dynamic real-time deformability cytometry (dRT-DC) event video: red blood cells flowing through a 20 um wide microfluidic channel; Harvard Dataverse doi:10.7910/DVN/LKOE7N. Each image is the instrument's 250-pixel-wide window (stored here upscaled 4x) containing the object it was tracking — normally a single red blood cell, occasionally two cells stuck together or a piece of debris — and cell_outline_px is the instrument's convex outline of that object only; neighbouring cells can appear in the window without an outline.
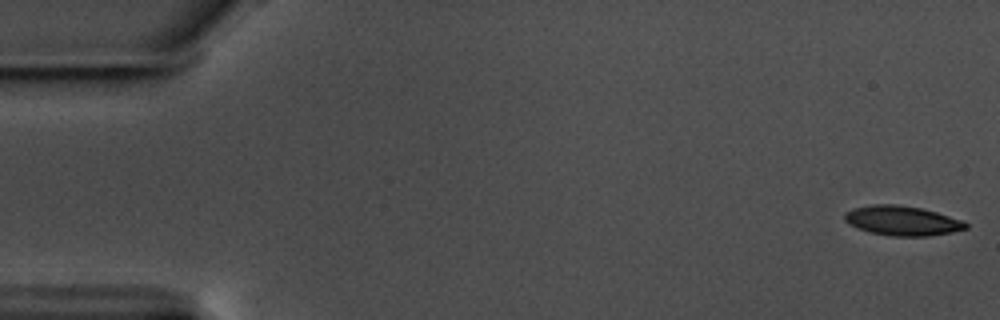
{"species": "common noctule bat (a hibernating species)", "species_latin": "Nyctalus noctula", "temperature_condition": "warm", "stored_images_in_passage": 57, "camera_frame_rate_fps": 3000, "um_per_image_px": 0.085, "animal": {"sex": "male", "body_mass_g": 17.5, "forearm_length_mm": 52.3}, "frame": {"image": 1, "passage_image": 1, "time_ms": 0.0, "image_size_px": [1000, 320], "cell_outline_px": [[968, 228], [952, 232], [928, 236], [892, 236], [872, 232], [856, 228], [848, 224], [844, 220], [844, 212], [852, 208], [872, 204], [896, 204], [920, 208], [936, 212], [960, 220], [968, 224]], "centroid_in_image_um": [76.63, 18.75], "position_along_channel_um": 8.4, "area_um2": 20.87}}
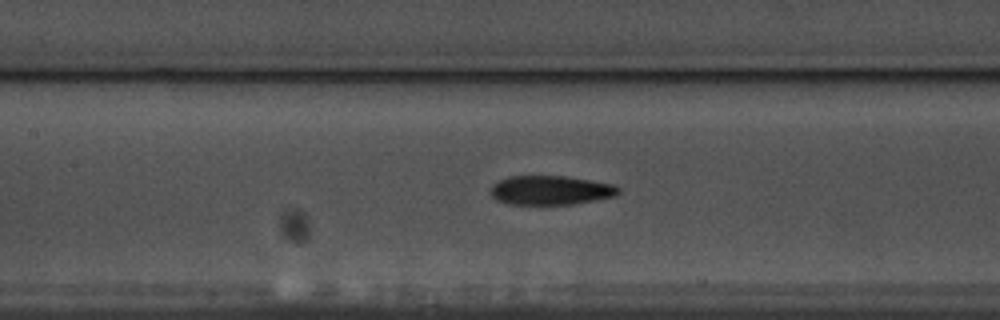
{"frame": {"image": 2, "passage_image": 26, "time_ms": 8.333, "image_size_px": [1000, 320], "cell_outline_px": [[620, 192], [616, 196], [596, 200], [572, 204], [508, 204], [496, 200], [488, 192], [492, 184], [508, 176], [564, 176], [612, 184], [620, 188]], "centroid_in_image_um": [46.76, 16.17], "position_along_channel_um": 160.6, "area_um2": 21.79}}
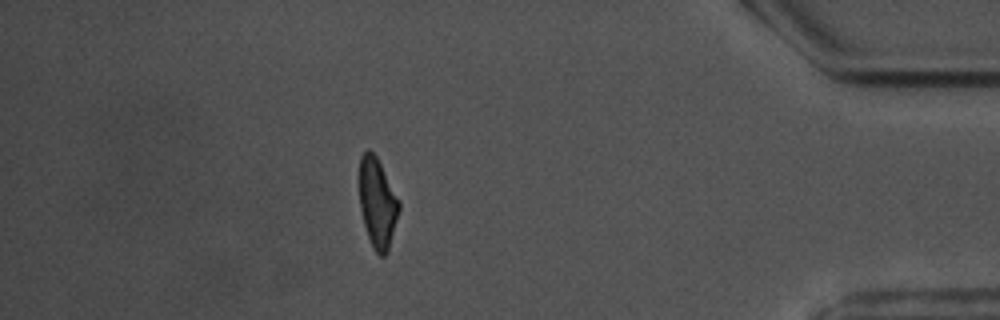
{"frame": {"image": 3, "passage_image": 50, "time_ms": 16.333, "image_size_px": [1000, 320], "cell_outline_px": [[400, 208], [388, 252], [384, 256], [380, 256], [372, 248], [364, 224], [360, 208], [360, 156], [368, 148], [376, 156], [400, 200]], "centroid_in_image_um": [32.09, 17.27], "position_along_channel_um": 403.1, "area_um2": 20.69}, "authors_computed_cell_mechanics": {"area_um2": 21.9062, "velocity_mm_per_s": 3.5949, "shape_relaxation_time_tau1_ms": 5.0552, "shape_relaxation_time_tau2_ms": 3.3238, "deformation_change_tau1": 0.168, "deformation_change_tau2": 0.111}}